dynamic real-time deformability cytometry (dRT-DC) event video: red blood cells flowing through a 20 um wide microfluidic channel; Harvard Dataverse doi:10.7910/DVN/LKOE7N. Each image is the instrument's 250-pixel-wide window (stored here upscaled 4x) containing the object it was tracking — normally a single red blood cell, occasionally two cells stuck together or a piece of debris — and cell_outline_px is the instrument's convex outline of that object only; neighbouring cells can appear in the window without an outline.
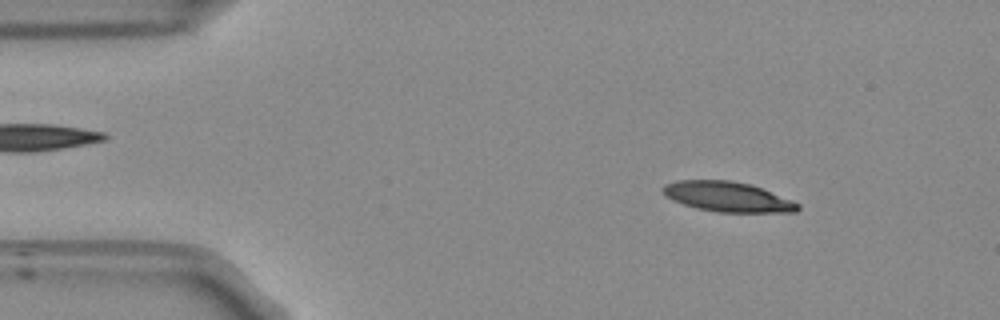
{"species": "Egyptian fruit bat (a non-hibernating species)", "species_latin": "Rousettus aegyptiacus", "temperature_condition": "room temperature", "stored_images_in_passage": 47, "camera_frame_rate_fps": 3000, "um_per_image_px": 0.085, "frame": {"image": 1, "passage_image": 2, "time_ms": 0.333, "image_size_px": [1000, 320], "cell_outline_px": [[800, 208], [796, 212], [716, 212], [696, 208], [672, 200], [664, 196], [660, 188], [664, 184], [676, 180], [728, 180], [752, 184], [792, 200], [800, 204]], "centroid_in_image_um": [61.81, 16.72], "position_along_channel_um": 23.2, "area_um2": 23.81}}
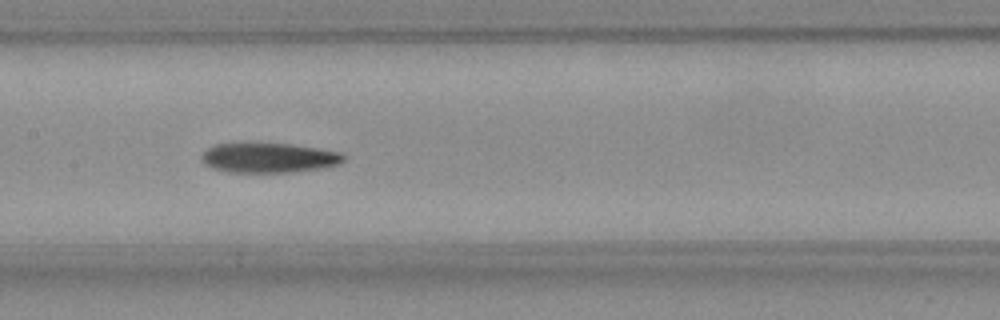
{"frame": {"image": 2, "passage_image": 20, "time_ms": 6.333, "image_size_px": [1000, 320], "cell_outline_px": [[344, 160], [340, 164], [292, 172], [228, 172], [212, 168], [204, 164], [200, 156], [208, 148], [216, 144], [288, 144], [316, 148], [340, 152], [344, 156]], "centroid_in_image_um": [22.81, 13.42], "position_along_channel_um": 184.6, "area_um2": 24.22}}
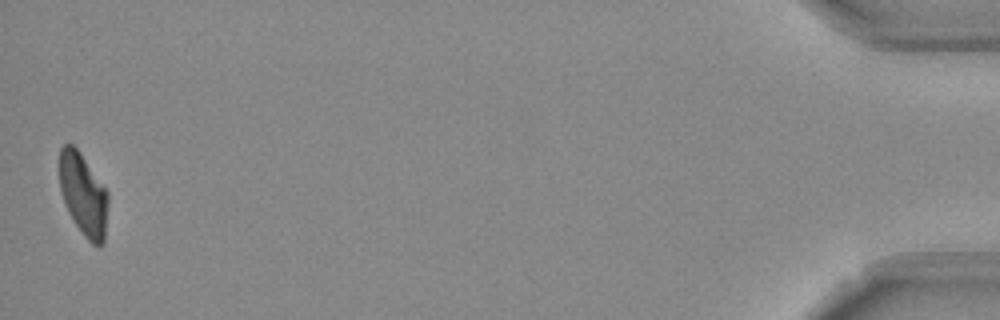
{"frame": {"image": 3, "passage_image": 47, "time_ms": 15.333, "image_size_px": [1000, 320], "cell_outline_px": [[108, 200], [104, 244], [100, 248], [92, 244], [84, 236], [68, 212], [60, 188], [60, 148], [64, 144], [72, 144], [80, 152], [108, 192]], "centroid_in_image_um": [7.1, 16.56], "position_along_channel_um": 428.1, "area_um2": 23.18}}